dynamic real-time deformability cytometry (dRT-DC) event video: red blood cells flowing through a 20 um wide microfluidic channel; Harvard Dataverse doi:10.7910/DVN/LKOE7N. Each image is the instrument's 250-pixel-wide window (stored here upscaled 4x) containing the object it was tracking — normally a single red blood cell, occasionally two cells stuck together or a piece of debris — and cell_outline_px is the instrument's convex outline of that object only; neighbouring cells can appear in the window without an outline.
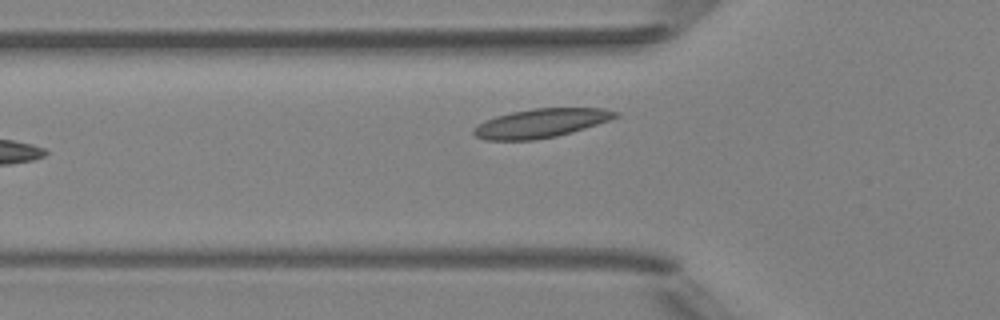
{"species": "Egyptian fruit bat (a non-hibernating species)", "species_latin": "Rousettus aegyptiacus", "temperature_condition": "room temperature", "stored_images_in_passage": 2, "camera_frame_rate_fps": 3000, "um_per_image_px": 0.085, "animal": {"sex": "female"}, "frame": {"image": 1, "passage_image": 2, "time_ms": 1.333, "image_size_px": [1000, 320], "cell_outline_px": [[620, 116], [572, 132], [556, 136], [532, 140], [484, 140], [476, 136], [472, 132], [472, 128], [484, 120], [496, 116], [512, 112], [532, 108], [604, 108], [620, 112]], "centroid_in_image_um": [45.96, 10.46], "position_along_channel_um": 79.8, "area_um2": 23.87}}